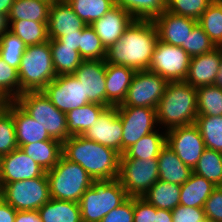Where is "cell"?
<instances>
[{"mask_svg": "<svg viewBox=\"0 0 222 222\" xmlns=\"http://www.w3.org/2000/svg\"><path fill=\"white\" fill-rule=\"evenodd\" d=\"M158 41L156 26L152 20H134L123 35L106 53V63L148 70Z\"/></svg>", "mask_w": 222, "mask_h": 222, "instance_id": "1", "label": "cell"}, {"mask_svg": "<svg viewBox=\"0 0 222 222\" xmlns=\"http://www.w3.org/2000/svg\"><path fill=\"white\" fill-rule=\"evenodd\" d=\"M62 155L78 163L93 180L118 179L120 154L82 135L65 140Z\"/></svg>", "mask_w": 222, "mask_h": 222, "instance_id": "2", "label": "cell"}, {"mask_svg": "<svg viewBox=\"0 0 222 222\" xmlns=\"http://www.w3.org/2000/svg\"><path fill=\"white\" fill-rule=\"evenodd\" d=\"M156 114L159 128L163 125L165 131L194 124L198 116L196 88L185 81L168 82Z\"/></svg>", "mask_w": 222, "mask_h": 222, "instance_id": "3", "label": "cell"}, {"mask_svg": "<svg viewBox=\"0 0 222 222\" xmlns=\"http://www.w3.org/2000/svg\"><path fill=\"white\" fill-rule=\"evenodd\" d=\"M118 179L93 180L79 201L82 222H100L128 199Z\"/></svg>", "mask_w": 222, "mask_h": 222, "instance_id": "4", "label": "cell"}, {"mask_svg": "<svg viewBox=\"0 0 222 222\" xmlns=\"http://www.w3.org/2000/svg\"><path fill=\"white\" fill-rule=\"evenodd\" d=\"M56 76L50 39L42 44L27 46L18 69L20 95L26 91H42Z\"/></svg>", "mask_w": 222, "mask_h": 222, "instance_id": "5", "label": "cell"}, {"mask_svg": "<svg viewBox=\"0 0 222 222\" xmlns=\"http://www.w3.org/2000/svg\"><path fill=\"white\" fill-rule=\"evenodd\" d=\"M46 175L52 199L76 203L93 181L78 163L67 160L63 155L51 170L46 171Z\"/></svg>", "mask_w": 222, "mask_h": 222, "instance_id": "6", "label": "cell"}, {"mask_svg": "<svg viewBox=\"0 0 222 222\" xmlns=\"http://www.w3.org/2000/svg\"><path fill=\"white\" fill-rule=\"evenodd\" d=\"M14 101L45 128L51 138L63 143L70 137L66 113L57 109L43 91L23 92Z\"/></svg>", "mask_w": 222, "mask_h": 222, "instance_id": "7", "label": "cell"}, {"mask_svg": "<svg viewBox=\"0 0 222 222\" xmlns=\"http://www.w3.org/2000/svg\"><path fill=\"white\" fill-rule=\"evenodd\" d=\"M0 197L16 211L40 209L51 199L46 172L41 177L4 184Z\"/></svg>", "mask_w": 222, "mask_h": 222, "instance_id": "8", "label": "cell"}, {"mask_svg": "<svg viewBox=\"0 0 222 222\" xmlns=\"http://www.w3.org/2000/svg\"><path fill=\"white\" fill-rule=\"evenodd\" d=\"M118 180L128 197H143L159 180L157 158L126 159L120 155Z\"/></svg>", "mask_w": 222, "mask_h": 222, "instance_id": "9", "label": "cell"}, {"mask_svg": "<svg viewBox=\"0 0 222 222\" xmlns=\"http://www.w3.org/2000/svg\"><path fill=\"white\" fill-rule=\"evenodd\" d=\"M168 81L149 70L136 71L132 77L126 97L117 107L157 108Z\"/></svg>", "mask_w": 222, "mask_h": 222, "instance_id": "10", "label": "cell"}, {"mask_svg": "<svg viewBox=\"0 0 222 222\" xmlns=\"http://www.w3.org/2000/svg\"><path fill=\"white\" fill-rule=\"evenodd\" d=\"M190 59V55L181 47L158 40L148 70L159 74L168 82L184 81Z\"/></svg>", "mask_w": 222, "mask_h": 222, "instance_id": "11", "label": "cell"}, {"mask_svg": "<svg viewBox=\"0 0 222 222\" xmlns=\"http://www.w3.org/2000/svg\"><path fill=\"white\" fill-rule=\"evenodd\" d=\"M117 112L123 127L122 154L143 136L157 130L158 121L154 108L117 107Z\"/></svg>", "mask_w": 222, "mask_h": 222, "instance_id": "12", "label": "cell"}, {"mask_svg": "<svg viewBox=\"0 0 222 222\" xmlns=\"http://www.w3.org/2000/svg\"><path fill=\"white\" fill-rule=\"evenodd\" d=\"M166 145L179 159L194 169L206 149L198 126L194 124L178 126L166 131Z\"/></svg>", "mask_w": 222, "mask_h": 222, "instance_id": "13", "label": "cell"}, {"mask_svg": "<svg viewBox=\"0 0 222 222\" xmlns=\"http://www.w3.org/2000/svg\"><path fill=\"white\" fill-rule=\"evenodd\" d=\"M42 91L63 113L89 103L82 84L74 74L56 76Z\"/></svg>", "mask_w": 222, "mask_h": 222, "instance_id": "14", "label": "cell"}, {"mask_svg": "<svg viewBox=\"0 0 222 222\" xmlns=\"http://www.w3.org/2000/svg\"><path fill=\"white\" fill-rule=\"evenodd\" d=\"M123 127L117 106L107 107L82 136L105 145L122 155Z\"/></svg>", "mask_w": 222, "mask_h": 222, "instance_id": "15", "label": "cell"}, {"mask_svg": "<svg viewBox=\"0 0 222 222\" xmlns=\"http://www.w3.org/2000/svg\"><path fill=\"white\" fill-rule=\"evenodd\" d=\"M74 75L82 84L89 103L106 106L105 60H83Z\"/></svg>", "mask_w": 222, "mask_h": 222, "instance_id": "16", "label": "cell"}, {"mask_svg": "<svg viewBox=\"0 0 222 222\" xmlns=\"http://www.w3.org/2000/svg\"><path fill=\"white\" fill-rule=\"evenodd\" d=\"M153 22L157 29L158 40L186 51V40L198 20L165 10Z\"/></svg>", "mask_w": 222, "mask_h": 222, "instance_id": "17", "label": "cell"}, {"mask_svg": "<svg viewBox=\"0 0 222 222\" xmlns=\"http://www.w3.org/2000/svg\"><path fill=\"white\" fill-rule=\"evenodd\" d=\"M45 172L31 157L17 148L1 158L0 188L6 183L41 177Z\"/></svg>", "mask_w": 222, "mask_h": 222, "instance_id": "18", "label": "cell"}, {"mask_svg": "<svg viewBox=\"0 0 222 222\" xmlns=\"http://www.w3.org/2000/svg\"><path fill=\"white\" fill-rule=\"evenodd\" d=\"M87 24L80 19L67 1H52L48 16V38L58 39L67 34L77 33Z\"/></svg>", "mask_w": 222, "mask_h": 222, "instance_id": "19", "label": "cell"}, {"mask_svg": "<svg viewBox=\"0 0 222 222\" xmlns=\"http://www.w3.org/2000/svg\"><path fill=\"white\" fill-rule=\"evenodd\" d=\"M134 20L128 11L115 5L104 16L91 24V26L101 39L104 47L108 49L122 37L123 32Z\"/></svg>", "mask_w": 222, "mask_h": 222, "instance_id": "20", "label": "cell"}, {"mask_svg": "<svg viewBox=\"0 0 222 222\" xmlns=\"http://www.w3.org/2000/svg\"><path fill=\"white\" fill-rule=\"evenodd\" d=\"M222 47L192 57L185 82L198 88L201 86L213 85L220 68Z\"/></svg>", "mask_w": 222, "mask_h": 222, "instance_id": "21", "label": "cell"}, {"mask_svg": "<svg viewBox=\"0 0 222 222\" xmlns=\"http://www.w3.org/2000/svg\"><path fill=\"white\" fill-rule=\"evenodd\" d=\"M7 110L13 116L18 148L25 144L52 139L45 128L30 117L15 101L9 103Z\"/></svg>", "mask_w": 222, "mask_h": 222, "instance_id": "22", "label": "cell"}, {"mask_svg": "<svg viewBox=\"0 0 222 222\" xmlns=\"http://www.w3.org/2000/svg\"><path fill=\"white\" fill-rule=\"evenodd\" d=\"M133 68L106 63V106L121 105L126 97L132 77Z\"/></svg>", "mask_w": 222, "mask_h": 222, "instance_id": "23", "label": "cell"}, {"mask_svg": "<svg viewBox=\"0 0 222 222\" xmlns=\"http://www.w3.org/2000/svg\"><path fill=\"white\" fill-rule=\"evenodd\" d=\"M157 162L159 180L164 182L175 183L181 186L193 173V169L185 165L167 145L161 150L157 157Z\"/></svg>", "mask_w": 222, "mask_h": 222, "instance_id": "24", "label": "cell"}, {"mask_svg": "<svg viewBox=\"0 0 222 222\" xmlns=\"http://www.w3.org/2000/svg\"><path fill=\"white\" fill-rule=\"evenodd\" d=\"M216 187L204 177L192 173L190 178L181 185L179 205L203 208L205 201Z\"/></svg>", "mask_w": 222, "mask_h": 222, "instance_id": "25", "label": "cell"}, {"mask_svg": "<svg viewBox=\"0 0 222 222\" xmlns=\"http://www.w3.org/2000/svg\"><path fill=\"white\" fill-rule=\"evenodd\" d=\"M106 108L107 106L104 105L88 103L67 112L68 134L70 136L83 135L90 127H93V123Z\"/></svg>", "mask_w": 222, "mask_h": 222, "instance_id": "26", "label": "cell"}, {"mask_svg": "<svg viewBox=\"0 0 222 222\" xmlns=\"http://www.w3.org/2000/svg\"><path fill=\"white\" fill-rule=\"evenodd\" d=\"M20 149L45 171L51 170L62 156V143L53 138L25 144Z\"/></svg>", "mask_w": 222, "mask_h": 222, "instance_id": "27", "label": "cell"}, {"mask_svg": "<svg viewBox=\"0 0 222 222\" xmlns=\"http://www.w3.org/2000/svg\"><path fill=\"white\" fill-rule=\"evenodd\" d=\"M42 222H82L79 203L50 199L38 209Z\"/></svg>", "mask_w": 222, "mask_h": 222, "instance_id": "28", "label": "cell"}, {"mask_svg": "<svg viewBox=\"0 0 222 222\" xmlns=\"http://www.w3.org/2000/svg\"><path fill=\"white\" fill-rule=\"evenodd\" d=\"M51 0H14L8 21L48 22Z\"/></svg>", "mask_w": 222, "mask_h": 222, "instance_id": "29", "label": "cell"}, {"mask_svg": "<svg viewBox=\"0 0 222 222\" xmlns=\"http://www.w3.org/2000/svg\"><path fill=\"white\" fill-rule=\"evenodd\" d=\"M159 129L143 136L122 155L126 159L145 160L157 158L166 145V131L163 130L160 133Z\"/></svg>", "mask_w": 222, "mask_h": 222, "instance_id": "30", "label": "cell"}, {"mask_svg": "<svg viewBox=\"0 0 222 222\" xmlns=\"http://www.w3.org/2000/svg\"><path fill=\"white\" fill-rule=\"evenodd\" d=\"M50 48L57 76L74 74L83 62L79 51L73 50V47L64 46L58 39L50 40Z\"/></svg>", "mask_w": 222, "mask_h": 222, "instance_id": "31", "label": "cell"}, {"mask_svg": "<svg viewBox=\"0 0 222 222\" xmlns=\"http://www.w3.org/2000/svg\"><path fill=\"white\" fill-rule=\"evenodd\" d=\"M180 193V185L158 180L143 198L156 208L172 211L179 205Z\"/></svg>", "mask_w": 222, "mask_h": 222, "instance_id": "32", "label": "cell"}, {"mask_svg": "<svg viewBox=\"0 0 222 222\" xmlns=\"http://www.w3.org/2000/svg\"><path fill=\"white\" fill-rule=\"evenodd\" d=\"M9 31L18 36L26 46L38 45L49 41L48 22L28 20L8 21Z\"/></svg>", "mask_w": 222, "mask_h": 222, "instance_id": "33", "label": "cell"}, {"mask_svg": "<svg viewBox=\"0 0 222 222\" xmlns=\"http://www.w3.org/2000/svg\"><path fill=\"white\" fill-rule=\"evenodd\" d=\"M115 5L128 11L135 20H154L167 9V0H114Z\"/></svg>", "mask_w": 222, "mask_h": 222, "instance_id": "34", "label": "cell"}, {"mask_svg": "<svg viewBox=\"0 0 222 222\" xmlns=\"http://www.w3.org/2000/svg\"><path fill=\"white\" fill-rule=\"evenodd\" d=\"M67 3L87 25L93 24L115 6L114 0H67Z\"/></svg>", "mask_w": 222, "mask_h": 222, "instance_id": "35", "label": "cell"}, {"mask_svg": "<svg viewBox=\"0 0 222 222\" xmlns=\"http://www.w3.org/2000/svg\"><path fill=\"white\" fill-rule=\"evenodd\" d=\"M193 173L204 177L215 186H222V153L206 148Z\"/></svg>", "mask_w": 222, "mask_h": 222, "instance_id": "36", "label": "cell"}, {"mask_svg": "<svg viewBox=\"0 0 222 222\" xmlns=\"http://www.w3.org/2000/svg\"><path fill=\"white\" fill-rule=\"evenodd\" d=\"M198 24L217 47H222V0H213Z\"/></svg>", "mask_w": 222, "mask_h": 222, "instance_id": "37", "label": "cell"}, {"mask_svg": "<svg viewBox=\"0 0 222 222\" xmlns=\"http://www.w3.org/2000/svg\"><path fill=\"white\" fill-rule=\"evenodd\" d=\"M195 124L200 130L205 147L222 153V115H198Z\"/></svg>", "mask_w": 222, "mask_h": 222, "instance_id": "38", "label": "cell"}, {"mask_svg": "<svg viewBox=\"0 0 222 222\" xmlns=\"http://www.w3.org/2000/svg\"><path fill=\"white\" fill-rule=\"evenodd\" d=\"M198 115H222V89L215 85L196 88Z\"/></svg>", "mask_w": 222, "mask_h": 222, "instance_id": "39", "label": "cell"}, {"mask_svg": "<svg viewBox=\"0 0 222 222\" xmlns=\"http://www.w3.org/2000/svg\"><path fill=\"white\" fill-rule=\"evenodd\" d=\"M26 47V44L9 30L0 37V57L17 71Z\"/></svg>", "mask_w": 222, "mask_h": 222, "instance_id": "40", "label": "cell"}, {"mask_svg": "<svg viewBox=\"0 0 222 222\" xmlns=\"http://www.w3.org/2000/svg\"><path fill=\"white\" fill-rule=\"evenodd\" d=\"M107 49L91 25H86L80 34L79 54L83 60H105Z\"/></svg>", "mask_w": 222, "mask_h": 222, "instance_id": "41", "label": "cell"}, {"mask_svg": "<svg viewBox=\"0 0 222 222\" xmlns=\"http://www.w3.org/2000/svg\"><path fill=\"white\" fill-rule=\"evenodd\" d=\"M213 0H167V11L198 20Z\"/></svg>", "mask_w": 222, "mask_h": 222, "instance_id": "42", "label": "cell"}, {"mask_svg": "<svg viewBox=\"0 0 222 222\" xmlns=\"http://www.w3.org/2000/svg\"><path fill=\"white\" fill-rule=\"evenodd\" d=\"M0 96L14 101L20 96L18 71L5 63L0 57Z\"/></svg>", "mask_w": 222, "mask_h": 222, "instance_id": "43", "label": "cell"}, {"mask_svg": "<svg viewBox=\"0 0 222 222\" xmlns=\"http://www.w3.org/2000/svg\"><path fill=\"white\" fill-rule=\"evenodd\" d=\"M18 148L15 123L12 114L6 110L0 116V156Z\"/></svg>", "mask_w": 222, "mask_h": 222, "instance_id": "44", "label": "cell"}, {"mask_svg": "<svg viewBox=\"0 0 222 222\" xmlns=\"http://www.w3.org/2000/svg\"><path fill=\"white\" fill-rule=\"evenodd\" d=\"M217 46L197 23L186 40V52L190 57L199 56L214 50Z\"/></svg>", "mask_w": 222, "mask_h": 222, "instance_id": "45", "label": "cell"}, {"mask_svg": "<svg viewBox=\"0 0 222 222\" xmlns=\"http://www.w3.org/2000/svg\"><path fill=\"white\" fill-rule=\"evenodd\" d=\"M204 212L206 219L213 222H222V186H217L205 201Z\"/></svg>", "mask_w": 222, "mask_h": 222, "instance_id": "46", "label": "cell"}, {"mask_svg": "<svg viewBox=\"0 0 222 222\" xmlns=\"http://www.w3.org/2000/svg\"><path fill=\"white\" fill-rule=\"evenodd\" d=\"M173 222H205L203 208L178 205L172 211Z\"/></svg>", "mask_w": 222, "mask_h": 222, "instance_id": "47", "label": "cell"}, {"mask_svg": "<svg viewBox=\"0 0 222 222\" xmlns=\"http://www.w3.org/2000/svg\"><path fill=\"white\" fill-rule=\"evenodd\" d=\"M134 197H129L119 207L114 208L100 222H133Z\"/></svg>", "mask_w": 222, "mask_h": 222, "instance_id": "48", "label": "cell"}, {"mask_svg": "<svg viewBox=\"0 0 222 222\" xmlns=\"http://www.w3.org/2000/svg\"><path fill=\"white\" fill-rule=\"evenodd\" d=\"M156 207L143 197H134L133 222H154Z\"/></svg>", "mask_w": 222, "mask_h": 222, "instance_id": "49", "label": "cell"}, {"mask_svg": "<svg viewBox=\"0 0 222 222\" xmlns=\"http://www.w3.org/2000/svg\"><path fill=\"white\" fill-rule=\"evenodd\" d=\"M16 210L0 197V222H15Z\"/></svg>", "mask_w": 222, "mask_h": 222, "instance_id": "50", "label": "cell"}, {"mask_svg": "<svg viewBox=\"0 0 222 222\" xmlns=\"http://www.w3.org/2000/svg\"><path fill=\"white\" fill-rule=\"evenodd\" d=\"M15 222H42L38 210L17 211Z\"/></svg>", "mask_w": 222, "mask_h": 222, "instance_id": "51", "label": "cell"}, {"mask_svg": "<svg viewBox=\"0 0 222 222\" xmlns=\"http://www.w3.org/2000/svg\"><path fill=\"white\" fill-rule=\"evenodd\" d=\"M82 30L77 31V33L67 34L66 36H61L58 40L64 45L73 47V50L79 51L80 46V34Z\"/></svg>", "mask_w": 222, "mask_h": 222, "instance_id": "52", "label": "cell"}, {"mask_svg": "<svg viewBox=\"0 0 222 222\" xmlns=\"http://www.w3.org/2000/svg\"><path fill=\"white\" fill-rule=\"evenodd\" d=\"M154 222H173L172 212L170 210L156 208Z\"/></svg>", "mask_w": 222, "mask_h": 222, "instance_id": "53", "label": "cell"}, {"mask_svg": "<svg viewBox=\"0 0 222 222\" xmlns=\"http://www.w3.org/2000/svg\"><path fill=\"white\" fill-rule=\"evenodd\" d=\"M14 0H0V13L8 16Z\"/></svg>", "mask_w": 222, "mask_h": 222, "instance_id": "54", "label": "cell"}, {"mask_svg": "<svg viewBox=\"0 0 222 222\" xmlns=\"http://www.w3.org/2000/svg\"><path fill=\"white\" fill-rule=\"evenodd\" d=\"M9 30L8 16L0 13V37Z\"/></svg>", "mask_w": 222, "mask_h": 222, "instance_id": "55", "label": "cell"}, {"mask_svg": "<svg viewBox=\"0 0 222 222\" xmlns=\"http://www.w3.org/2000/svg\"><path fill=\"white\" fill-rule=\"evenodd\" d=\"M10 99L0 96V116L7 110Z\"/></svg>", "mask_w": 222, "mask_h": 222, "instance_id": "56", "label": "cell"}, {"mask_svg": "<svg viewBox=\"0 0 222 222\" xmlns=\"http://www.w3.org/2000/svg\"><path fill=\"white\" fill-rule=\"evenodd\" d=\"M213 85L220 87L222 89V57H221L220 68H219V71L216 75V79H215Z\"/></svg>", "mask_w": 222, "mask_h": 222, "instance_id": "57", "label": "cell"}, {"mask_svg": "<svg viewBox=\"0 0 222 222\" xmlns=\"http://www.w3.org/2000/svg\"><path fill=\"white\" fill-rule=\"evenodd\" d=\"M1 158H2V157L0 156V172H1Z\"/></svg>", "mask_w": 222, "mask_h": 222, "instance_id": "58", "label": "cell"}]
</instances>
